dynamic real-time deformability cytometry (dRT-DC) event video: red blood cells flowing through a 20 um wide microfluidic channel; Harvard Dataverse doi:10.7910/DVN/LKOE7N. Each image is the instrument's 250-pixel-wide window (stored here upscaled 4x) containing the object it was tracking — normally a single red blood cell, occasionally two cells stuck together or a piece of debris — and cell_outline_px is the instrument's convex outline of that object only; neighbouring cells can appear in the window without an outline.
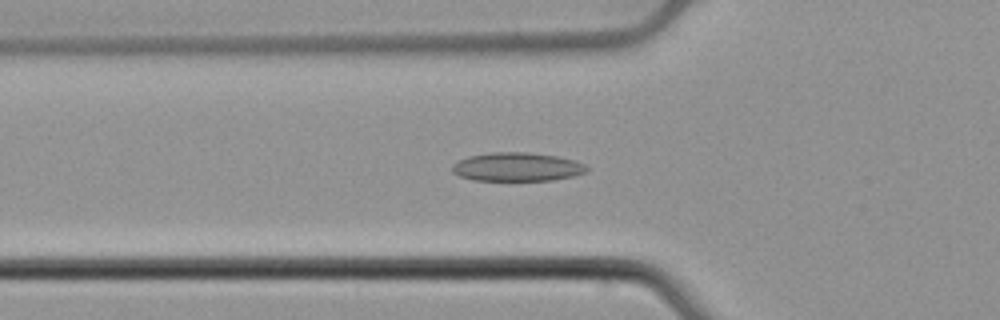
{"species": "common noctule bat (a hibernating species)", "species_latin": "Nyctalus noctula", "temperature_condition": "cold", "stored_images_in_passage": 54, "camera_frame_rate_fps": 3000, "um_per_image_px": 0.085, "animal": {"sex": "male", "body_mass_g": 21.5, "forearm_length_mm": 52.0}, "frame": {"image": 1, "passage_image": 19, "time_ms": 6.0, "image_size_px": [1000, 320], "cell_outline_px": [[588, 172], [572, 176], [552, 180], [472, 180], [460, 176], [452, 172], [452, 164], [468, 156], [488, 152], [528, 152], [556, 156], [576, 160], [584, 164], [588, 168]], "centroid_in_image_um": [43.95, 14.18], "position_along_channel_um": 81.9, "area_um2": 22.54}}
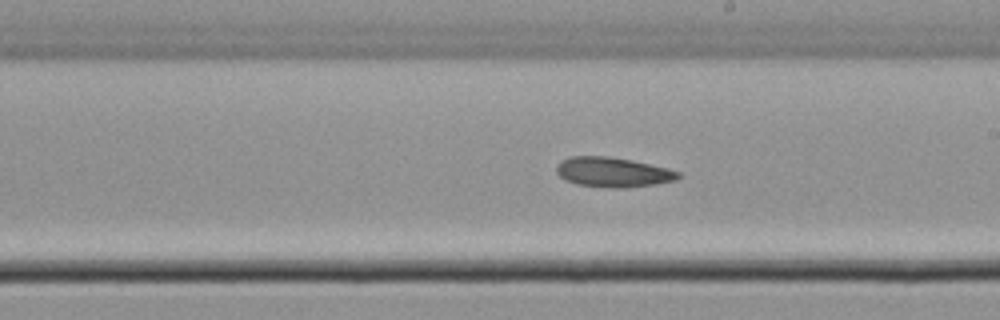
{"frame": {"image": 2, "passage_image": 31, "time_ms": 10.0, "image_size_px": [1000, 320], "cell_outline_px": [[680, 176], [676, 180], [656, 184], [628, 188], [616, 188], [576, 184], [564, 180], [556, 172], [556, 164], [560, 160], [568, 156], [608, 156], [632, 160], [668, 168], [680, 172]], "centroid_in_image_um": [52.07, 14.63], "position_along_channel_um": 236.9, "area_um2": 21.39}}
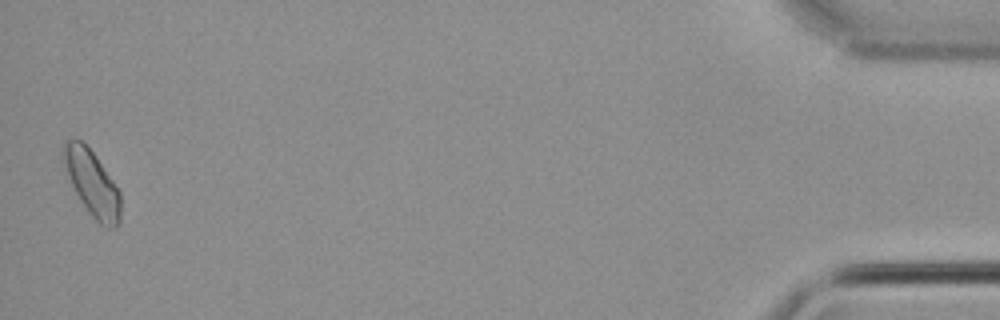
{"frame": {"image": 3, "passage_image": 53, "time_ms": 17.333, "image_size_px": [1000, 320], "cell_outline_px": [[120, 224], [116, 228], [108, 228], [100, 224], [88, 212], [80, 200], [60, 160], [60, 152], [64, 140], [80, 140], [92, 152], [112, 180], [120, 192]], "centroid_in_image_um": [7.79, 15.58], "position_along_channel_um": 427.4, "area_um2": 21.79}}